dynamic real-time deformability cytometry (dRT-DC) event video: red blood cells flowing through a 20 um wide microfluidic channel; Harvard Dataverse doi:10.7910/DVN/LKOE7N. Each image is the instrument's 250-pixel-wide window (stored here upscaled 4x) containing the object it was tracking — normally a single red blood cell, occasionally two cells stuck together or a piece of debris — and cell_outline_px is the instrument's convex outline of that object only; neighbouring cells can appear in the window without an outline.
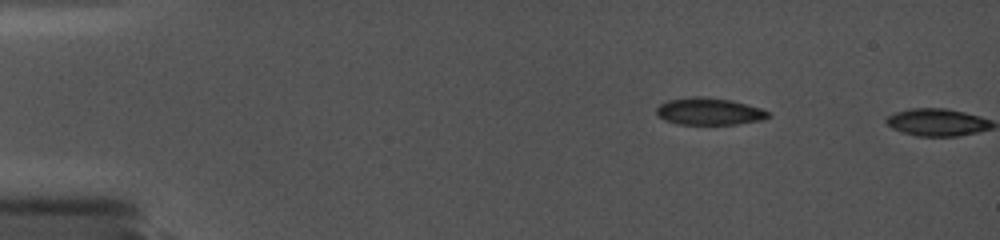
{"species": "common noctule bat (a hibernating species)", "species_latin": "Nyctalus noctula", "temperature_condition": "cold", "stored_images_in_passage": 2, "camera_frame_rate_fps": 5000, "um_per_image_px": 0.085, "animal": {"sex": "female", "body_mass_g": 19.0, "forearm_length_mm": 56.7}, "frame": {"image": 1, "passage_image": 1, "time_ms": 0.0, "image_size_px": [1000, 240], "cell_outline_px": [[772, 116], [764, 120], [736, 124], [676, 124], [664, 120], [656, 112], [656, 108], [660, 104], [668, 100], [692, 96], [704, 96], [732, 100], [760, 108], [768, 112]], "centroid_in_image_um": [60.29, 9.47], "position_along_channel_um": 24.7, "area_um2": 17.74}}